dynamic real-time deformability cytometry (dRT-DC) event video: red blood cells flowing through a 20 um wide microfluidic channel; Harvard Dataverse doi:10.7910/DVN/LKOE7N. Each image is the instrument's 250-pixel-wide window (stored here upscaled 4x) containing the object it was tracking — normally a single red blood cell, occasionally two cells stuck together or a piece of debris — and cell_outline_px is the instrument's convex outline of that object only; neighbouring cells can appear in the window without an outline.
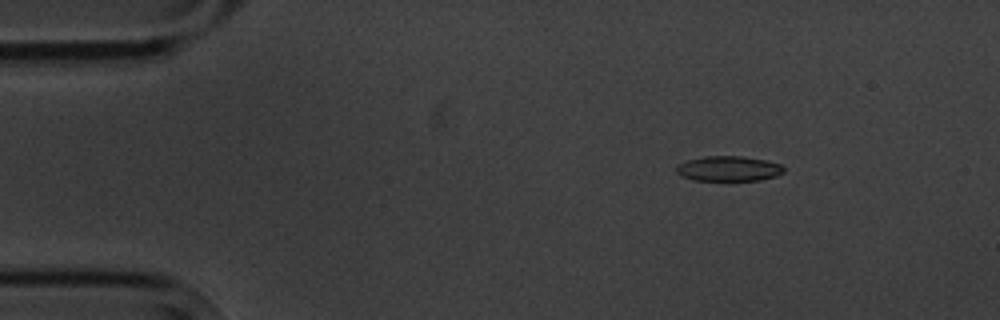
{"species": "common noctule bat (a hibernating species)", "species_latin": "Nyctalus noctula", "temperature_condition": "cold", "stored_images_in_passage": 4, "camera_frame_rate_fps": 3000, "um_per_image_px": 0.085, "animal": {"sex": "male", "body_mass_g": 20.1, "forearm_length_mm": 53.5}, "frame": {"image": 1, "passage_image": 4, "time_ms": 3.667, "image_size_px": [1000, 320], "cell_outline_px": [[784, 172], [776, 176], [760, 180], [692, 180], [680, 176], [676, 172], [676, 164], [688, 160], [704, 156], [740, 156], [764, 160], [780, 164], [784, 168]], "centroid_in_image_um": [61.89, 14.33], "position_along_channel_um": 23.1, "area_um2": 15.72}}